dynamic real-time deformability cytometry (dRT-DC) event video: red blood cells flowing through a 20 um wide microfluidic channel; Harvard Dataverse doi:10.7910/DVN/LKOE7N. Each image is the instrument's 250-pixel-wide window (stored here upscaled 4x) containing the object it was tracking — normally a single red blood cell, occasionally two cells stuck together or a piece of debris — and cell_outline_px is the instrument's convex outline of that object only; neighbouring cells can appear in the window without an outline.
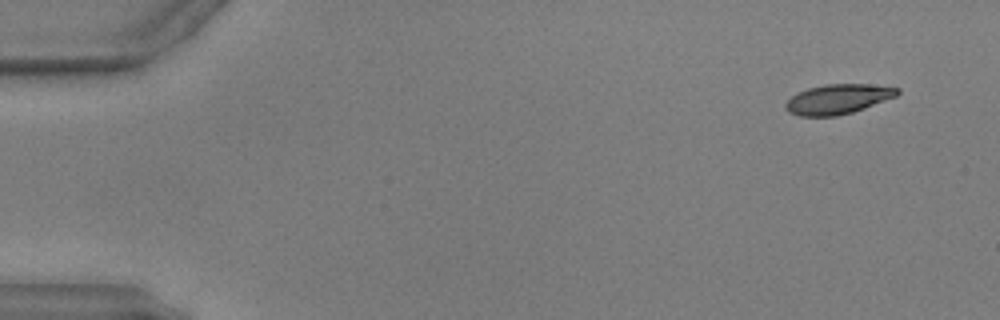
{"species": "common noctule bat (a hibernating species)", "species_latin": "Nyctalus noctula", "temperature_condition": "warm", "stored_images_in_passage": 38, "camera_frame_rate_fps": 3000, "um_per_image_px": 0.085, "animal": {"sex": "male", "body_mass_g": 17.9, "forearm_length_mm": 54.2}, "frame": {"image": 1, "passage_image": 2, "time_ms": 0.333, "image_size_px": [1000, 320], "cell_outline_px": [[900, 92], [896, 96], [864, 108], [852, 112], [836, 116], [800, 116], [788, 112], [784, 108], [784, 104], [792, 96], [808, 88], [828, 84], [868, 84], [900, 88]], "centroid_in_image_um": [71.21, 8.43], "position_along_channel_um": 13.8, "area_um2": 19.25}}
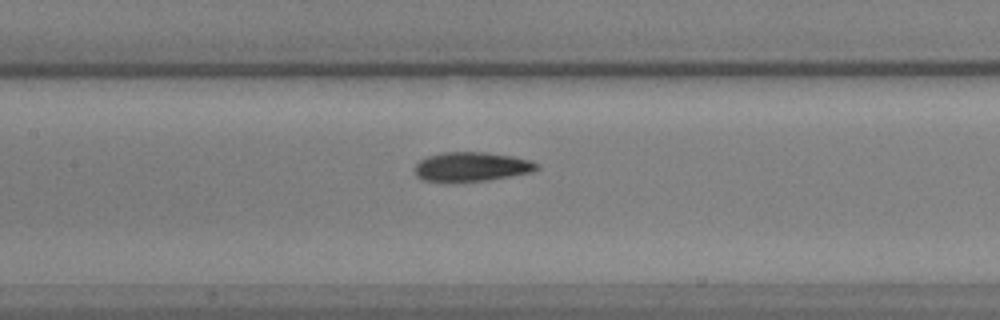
{"frame": {"image": 2, "passage_image": 23, "time_ms": 7.333, "image_size_px": [1000, 320], "cell_outline_px": [[540, 168], [532, 172], [484, 180], [424, 180], [416, 176], [412, 168], [420, 160], [428, 156], [444, 152], [484, 152], [512, 156], [528, 160], [540, 164]], "centroid_in_image_um": [40.08, 14.14], "position_along_channel_um": 167.3, "area_um2": 20.35}}
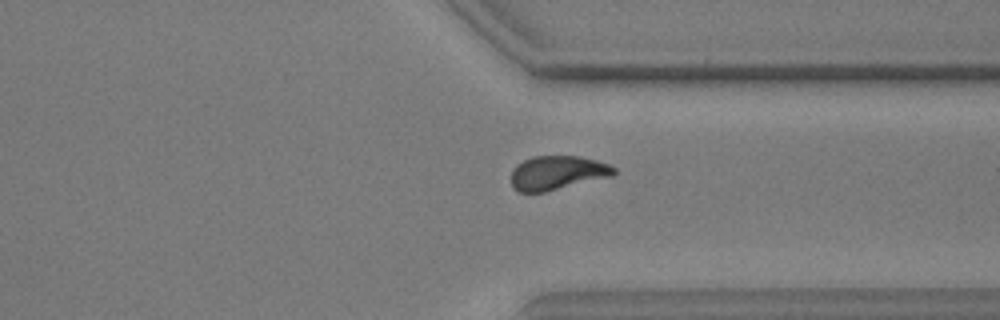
{"frame": {"image": 3, "passage_image": 38, "time_ms": 12.333, "image_size_px": [1000, 320], "cell_outline_px": [[616, 172], [612, 176], [544, 192], [520, 192], [512, 188], [512, 168], [516, 164], [532, 156], [580, 156], [596, 160], [608, 164], [616, 168]], "centroid_in_image_um": [47.36, 14.68], "position_along_channel_um": 364.0, "area_um2": 20.4}, "authors_computed_cell_mechanics": {"area_um2": 20.4612, "velocity_mm_per_s": 3.9368, "shape_relaxation_time_tau1_ms": null, "shape_relaxation_time_tau2_ms": 1.5403, "deformation_change_tau1": null, "deformation_change_tau2": 0.0736}}